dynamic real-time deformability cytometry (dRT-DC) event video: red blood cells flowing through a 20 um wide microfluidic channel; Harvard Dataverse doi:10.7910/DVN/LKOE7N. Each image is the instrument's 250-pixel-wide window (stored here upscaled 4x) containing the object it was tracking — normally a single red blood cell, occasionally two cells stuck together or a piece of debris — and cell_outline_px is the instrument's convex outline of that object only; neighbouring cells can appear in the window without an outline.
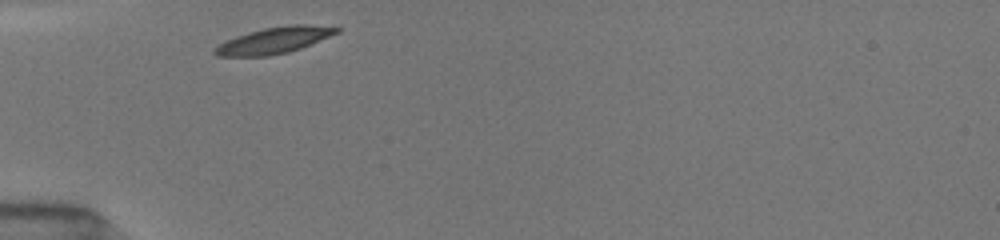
{"species": "common noctule bat (a hibernating species)", "species_latin": "Nyctalus noctula", "temperature_condition": "room temperature", "stored_images_in_passage": 2, "camera_frame_rate_fps": 3000, "um_per_image_px": 0.085, "animal": {"sex": "female", "body_mass_g": 19.5, "forearm_length_mm": 54.1}, "frame": {"image": 1, "passage_image": 1, "time_ms": 0.0, "image_size_px": [1000, 240], "cell_outline_px": [[340, 32], [300, 48], [288, 52], [268, 56], [216, 56], [212, 52], [212, 48], [236, 36], [248, 32], [264, 28], [292, 24], [308, 24], [340, 28]], "centroid_in_image_um": [23.28, 3.43], "position_along_channel_um": 61.7, "area_um2": 18.55}}